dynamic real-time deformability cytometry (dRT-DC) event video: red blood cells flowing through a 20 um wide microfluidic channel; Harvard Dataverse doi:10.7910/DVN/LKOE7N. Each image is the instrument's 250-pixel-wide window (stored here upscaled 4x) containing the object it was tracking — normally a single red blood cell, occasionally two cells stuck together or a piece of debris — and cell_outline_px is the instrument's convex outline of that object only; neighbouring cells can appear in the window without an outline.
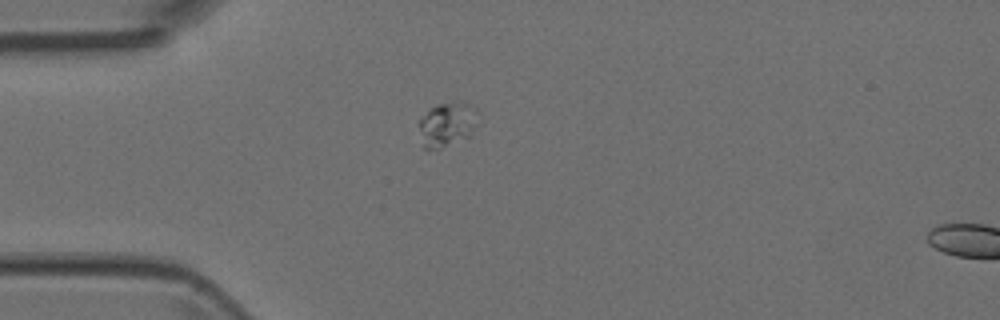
{"species": "Egyptian fruit bat (a non-hibernating species)", "species_latin": "Rousettus aegyptiacus", "temperature_condition": "room temperature", "stored_images_in_passage": 2, "segment_of_instrument_passage": [1, 2], "camera_frame_rate_fps": 3000, "um_per_image_px": 0.085, "animal": {"sex": "female"}, "frame": {"image": 1, "passage_image": 1, "time_ms": 0.0, "image_size_px": [1000, 320], "cell_outline_px": [[480, 112], [472, 136], [440, 148], [424, 148], [416, 124], [432, 108], [440, 104], [468, 104], [476, 108]], "centroid_in_image_um": [38.03, 10.61], "position_along_channel_um": 47.0, "area_um2": 15.09}}